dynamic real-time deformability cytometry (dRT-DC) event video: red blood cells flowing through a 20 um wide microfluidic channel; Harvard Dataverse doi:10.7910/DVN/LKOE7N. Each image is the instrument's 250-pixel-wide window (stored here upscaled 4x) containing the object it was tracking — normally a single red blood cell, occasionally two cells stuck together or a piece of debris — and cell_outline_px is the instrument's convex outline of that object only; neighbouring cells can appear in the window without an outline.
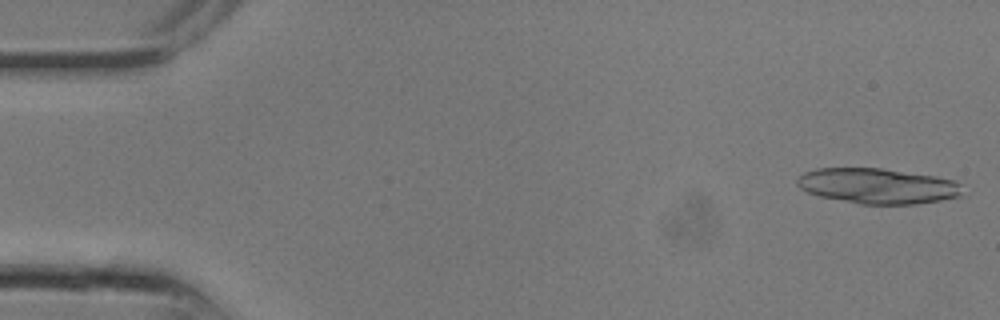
{"species": "common noctule bat (a hibernating species)", "species_latin": "Nyctalus noctula", "temperature_condition": "room temperature", "stored_images_in_passage": 11, "segment_of_instrument_passage": [1, 2], "camera_frame_rate_fps": 3000, "um_per_image_px": 0.085, "animal": {"sex": "male", "body_mass_g": 13.3}, "frame": {"image": 1, "passage_image": 1, "time_ms": 0.0, "image_size_px": [1000, 320], "cell_outline_px": [[968, 196], [916, 204], [860, 204], [820, 196], [808, 192], [800, 188], [796, 184], [796, 180], [804, 172], [816, 168], [880, 168], [936, 176], [952, 180], [960, 184]], "centroid_in_image_um": [74.66, 15.81], "position_along_channel_um": 10.3, "area_um2": 34.39}}